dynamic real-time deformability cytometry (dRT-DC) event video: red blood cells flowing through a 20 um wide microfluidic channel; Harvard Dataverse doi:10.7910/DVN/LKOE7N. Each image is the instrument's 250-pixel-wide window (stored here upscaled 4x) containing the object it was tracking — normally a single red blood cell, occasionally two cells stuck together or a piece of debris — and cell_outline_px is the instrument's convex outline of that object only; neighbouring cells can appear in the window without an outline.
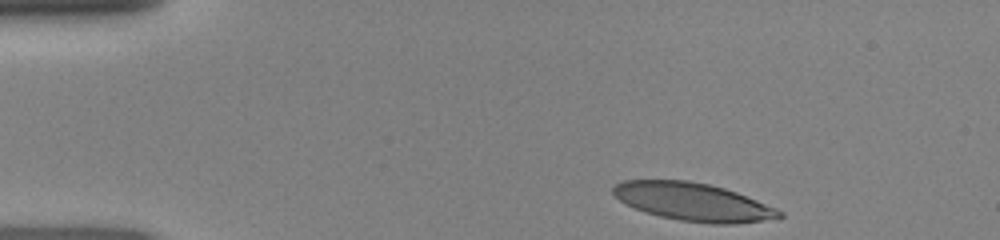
{"species": "human", "species_latin": "Homo sapiens", "temperature_condition": "room temperature", "stored_images_in_passage": 34, "camera_frame_rate_fps": 3000, "um_per_image_px": 0.085, "donor": {"sex": "female"}, "frame": {"image": 1, "passage_image": 1, "time_ms": 0.0, "image_size_px": [1000, 240], "cell_outline_px": [[784, 216], [736, 224], [712, 224], [680, 220], [660, 216], [644, 212], [620, 200], [612, 192], [612, 188], [616, 184], [624, 180], [688, 180], [708, 184], [724, 188], [736, 192], [776, 208], [784, 212]], "centroid_in_image_um": [58.9, 17.15], "position_along_channel_um": 26.1, "area_um2": 36.41}}
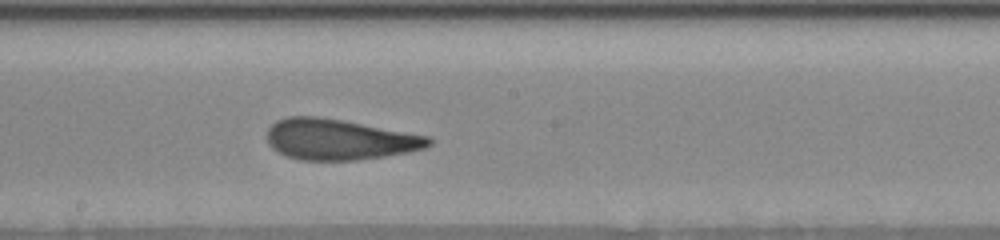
{"frame": {"image": 2, "passage_image": 20, "time_ms": 6.333, "image_size_px": [1000, 240], "cell_outline_px": [[432, 144], [424, 148], [408, 152], [384, 156], [356, 160], [300, 160], [284, 156], [272, 148], [268, 144], [268, 128], [276, 120], [288, 116], [316, 116], [340, 120], [428, 136], [432, 140]], "centroid_in_image_um": [28.79, 11.86], "position_along_channel_um": 219.4, "area_um2": 38.15}}
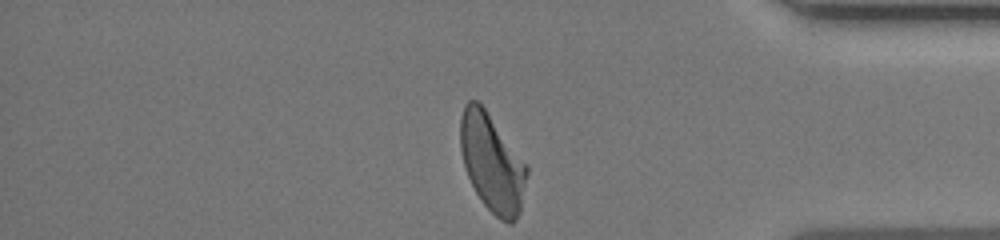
{"frame": {"image": 3, "passage_image": 34, "time_ms": 11.0, "image_size_px": [1000, 240], "cell_outline_px": [[528, 172], [520, 212], [516, 220], [512, 224], [508, 224], [500, 220], [484, 204], [476, 192], [468, 176], [464, 164], [460, 148], [460, 116], [464, 104], [468, 100], [476, 100], [484, 108], [528, 164]], "centroid_in_image_um": [41.84, 13.85], "position_along_channel_um": 393.4, "area_um2": 37.92}}